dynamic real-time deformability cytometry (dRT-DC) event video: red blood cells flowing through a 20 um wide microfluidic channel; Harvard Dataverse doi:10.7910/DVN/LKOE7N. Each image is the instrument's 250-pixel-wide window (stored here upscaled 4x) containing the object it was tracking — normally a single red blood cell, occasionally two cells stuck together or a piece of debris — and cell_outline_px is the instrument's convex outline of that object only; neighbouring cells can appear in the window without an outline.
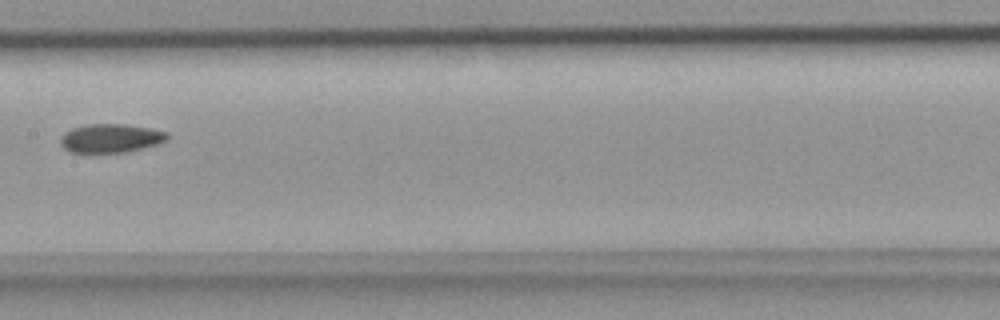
{"species": "common noctule bat (a hibernating species)", "species_latin": "Nyctalus noctula", "temperature_condition": "room temperature", "stored_images_in_passage": 6, "camera_frame_rate_fps": 3000, "um_per_image_px": 0.085, "animal": {"sex": "female", "body_mass_g": 18.4}, "frame": {"image": 1, "passage_image": 6, "time_ms": 1.667, "image_size_px": [1000, 320], "cell_outline_px": [[168, 140], [144, 148], [128, 152], [72, 152], [64, 148], [60, 144], [60, 140], [64, 132], [72, 128], [88, 124], [124, 124], [148, 128], [168, 132]], "centroid_in_image_um": [9.41, 11.75], "position_along_channel_um": 198.0, "area_um2": 17.8}}